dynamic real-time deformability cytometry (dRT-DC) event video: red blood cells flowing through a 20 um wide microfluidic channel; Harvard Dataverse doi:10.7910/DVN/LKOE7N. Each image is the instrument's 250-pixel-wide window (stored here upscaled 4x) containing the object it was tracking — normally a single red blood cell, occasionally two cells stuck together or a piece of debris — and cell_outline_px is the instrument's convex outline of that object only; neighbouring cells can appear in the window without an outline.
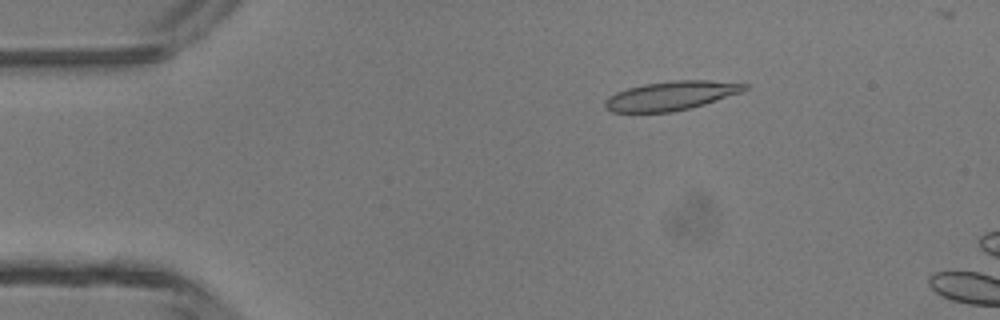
{"species": "common noctule bat (a hibernating species)", "species_latin": "Nyctalus noctula", "temperature_condition": "room temperature", "stored_images_in_passage": 11, "camera_frame_rate_fps": 3000, "um_per_image_px": 0.085, "animal": {"sex": "male", "body_mass_g": 13.3}, "frame": {"image": 1, "passage_image": 8, "time_ms": 2.333, "image_size_px": [1000, 320], "cell_outline_px": [[748, 88], [740, 92], [704, 104], [672, 112], [612, 112], [604, 108], [604, 100], [608, 96], [616, 92], [628, 88], [644, 84], [672, 80], [708, 80], [748, 84]], "centroid_in_image_um": [56.98, 8.13], "position_along_channel_um": 28.0, "area_um2": 23.47}}